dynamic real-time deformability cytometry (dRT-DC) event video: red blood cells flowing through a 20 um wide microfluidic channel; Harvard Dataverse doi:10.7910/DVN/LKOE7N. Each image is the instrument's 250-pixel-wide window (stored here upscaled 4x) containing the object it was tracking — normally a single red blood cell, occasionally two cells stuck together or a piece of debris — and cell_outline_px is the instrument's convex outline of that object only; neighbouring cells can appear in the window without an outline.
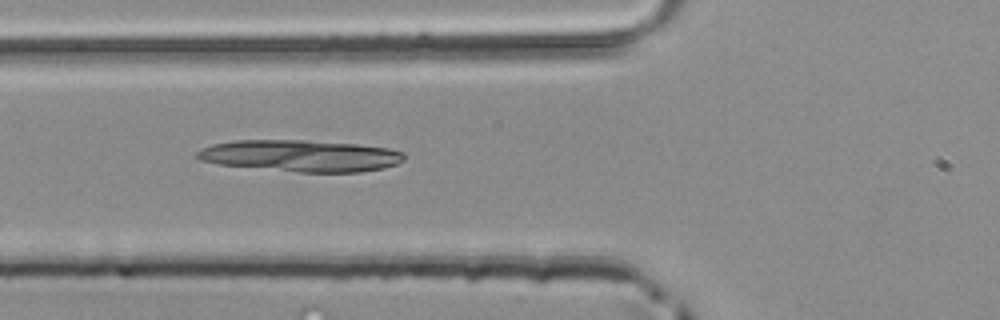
{"species": "common noctule bat (a hibernating species)", "species_latin": "Nyctalus noctula", "temperature_condition": "room temperature", "stored_images_in_passage": 49, "camera_frame_rate_fps": 3000, "um_per_image_px": 0.085, "animal": {"sex": "male", "body_mass_g": 20.4}, "frame": {"image": 1, "passage_image": 19, "time_ms": 6.0, "image_size_px": [1000, 320], "cell_outline_px": [[404, 160], [396, 164], [384, 168], [360, 172], [300, 172], [220, 164], [200, 160], [192, 156], [200, 148], [212, 144], [236, 140], [308, 140], [356, 144], [388, 148], [404, 152]], "centroid_in_image_um": [25.54, 13.23], "position_along_channel_um": 100.3, "area_um2": 38.21}}
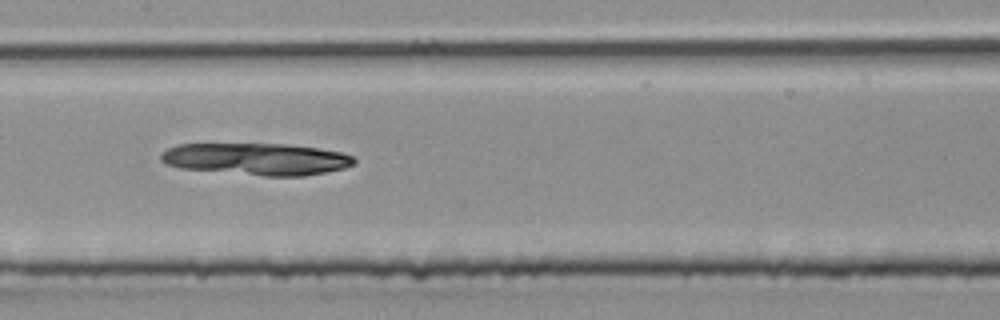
{"frame": {"image": 2, "passage_image": 25, "time_ms": 8.0, "image_size_px": [1000, 320], "cell_outline_px": [[356, 164], [344, 168], [304, 176], [264, 176], [180, 168], [168, 164], [160, 160], [160, 152], [176, 144], [284, 144], [316, 148], [340, 152], [352, 156], [356, 160]], "centroid_in_image_um": [21.78, 13.52], "position_along_channel_um": 185.6, "area_um2": 35.95}}
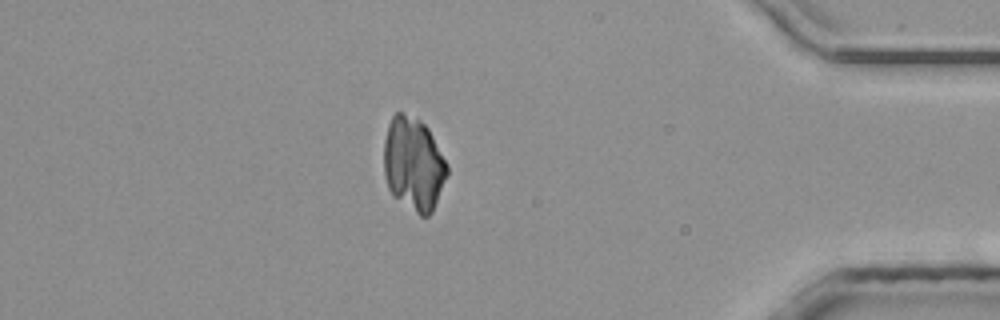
{"frame": {"image": 3, "passage_image": 43, "time_ms": 14.0, "image_size_px": [1000, 320], "cell_outline_px": [[448, 172], [432, 212], [428, 216], [420, 216], [392, 196], [388, 188], [384, 176], [384, 140], [388, 124], [392, 116], [396, 112], [400, 112], [420, 120], [428, 128], [448, 164]], "centroid_in_image_um": [35.13, 13.95], "position_along_channel_um": 400.1, "area_um2": 34.51}}